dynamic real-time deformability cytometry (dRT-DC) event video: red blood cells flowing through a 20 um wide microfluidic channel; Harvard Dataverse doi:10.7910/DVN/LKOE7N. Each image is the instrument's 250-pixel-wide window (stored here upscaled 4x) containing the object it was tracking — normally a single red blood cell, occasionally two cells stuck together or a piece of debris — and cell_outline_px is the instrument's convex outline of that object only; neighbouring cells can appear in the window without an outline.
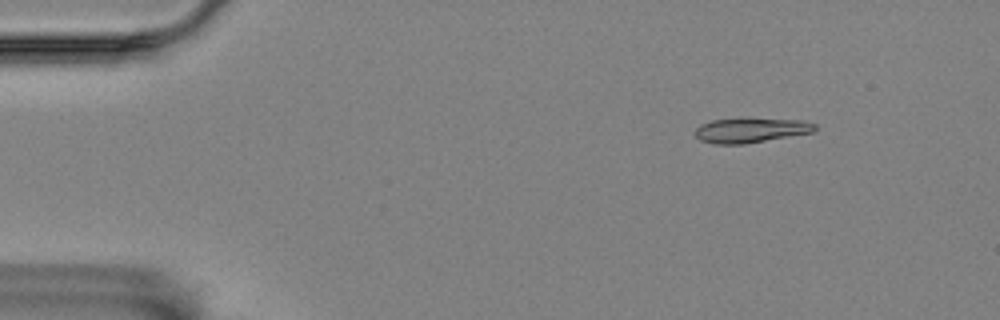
{"species": "Egyptian fruit bat (a non-hibernating species)", "species_latin": "Rousettus aegyptiacus", "temperature_condition": "room temperature", "stored_images_in_passage": 6, "camera_frame_rate_fps": 3000, "um_per_image_px": 0.085, "animal": {"sex": "female"}, "frame": {"image": 1, "passage_image": 1, "time_ms": 0.0, "image_size_px": [1000, 320], "cell_outline_px": [[816, 128], [812, 132], [744, 144], [716, 144], [700, 140], [696, 136], [696, 128], [700, 124], [712, 120], [744, 116], [804, 120], [816, 124]], "centroid_in_image_um": [63.81, 11.02], "position_along_channel_um": 21.2, "area_um2": 17.86}}
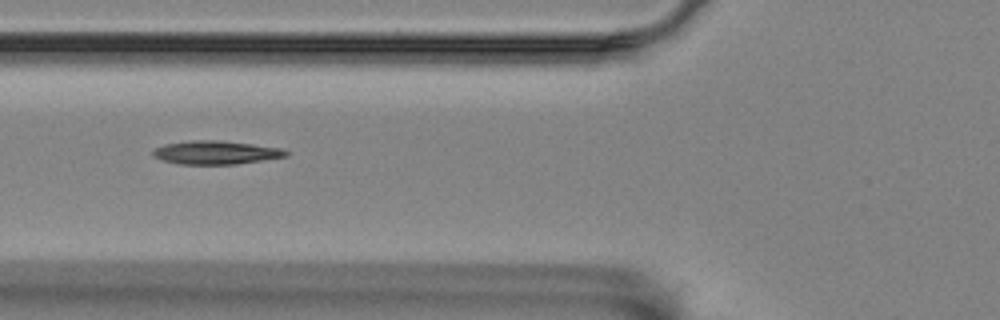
{"frame": {"image": 2, "passage_image": 5, "time_ms": 1.333, "image_size_px": [1000, 320], "cell_outline_px": [[288, 156], [236, 164], [180, 164], [164, 160], [152, 156], [152, 152], [156, 148], [164, 144], [192, 140], [216, 140], [252, 144], [280, 148], [288, 152]], "centroid_in_image_um": [18.33, 12.96], "position_along_channel_um": 107.5, "area_um2": 17.98}}
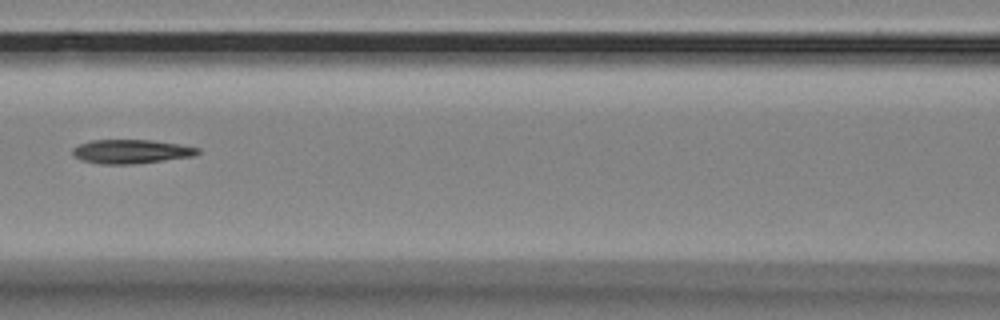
{"frame": {"image": 3, "passage_image": 6, "time_ms": 1.667, "image_size_px": [1000, 320], "cell_outline_px": [[200, 152], [192, 156], [164, 160], [132, 164], [100, 164], [80, 160], [72, 152], [72, 148], [80, 144], [92, 140], [152, 140], [180, 144], [200, 148]], "centroid_in_image_um": [11.14, 12.87], "position_along_channel_um": 155.5, "area_um2": 17.4}}